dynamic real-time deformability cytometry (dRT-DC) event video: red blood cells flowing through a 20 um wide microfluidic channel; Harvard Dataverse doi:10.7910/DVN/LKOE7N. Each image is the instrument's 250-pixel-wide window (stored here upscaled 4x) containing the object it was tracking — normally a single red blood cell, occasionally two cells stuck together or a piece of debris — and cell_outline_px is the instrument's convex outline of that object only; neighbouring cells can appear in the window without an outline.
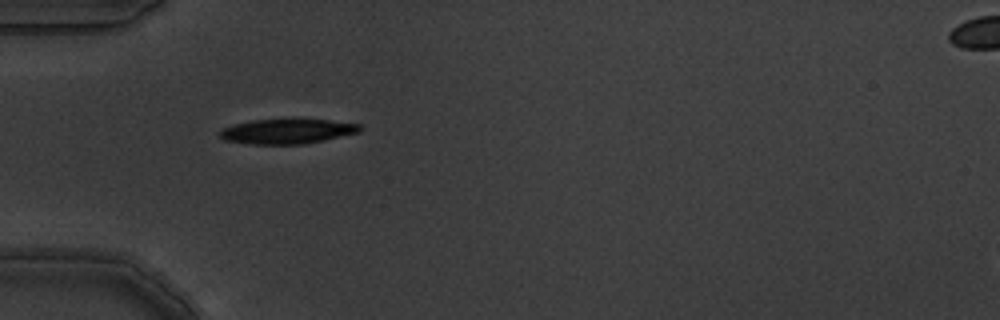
{"species": "common noctule bat (a hibernating species)", "species_latin": "Nyctalus noctula", "temperature_condition": "warm", "stored_images_in_passage": 2, "camera_frame_rate_fps": 3000, "um_per_image_px": 0.085, "animal": {"sex": "male", "body_mass_g": 19.5, "forearm_length_mm": 54.6}, "frame": {"image": 1, "passage_image": 1, "time_ms": 0.0, "image_size_px": [1000, 320], "cell_outline_px": [[364, 128], [360, 132], [324, 140], [304, 144], [248, 144], [224, 140], [220, 136], [220, 132], [224, 128], [236, 124], [256, 120], [328, 120], [360, 124]], "centroid_in_image_um": [24.46, 11.18], "position_along_channel_um": 60.5, "area_um2": 19.94}}